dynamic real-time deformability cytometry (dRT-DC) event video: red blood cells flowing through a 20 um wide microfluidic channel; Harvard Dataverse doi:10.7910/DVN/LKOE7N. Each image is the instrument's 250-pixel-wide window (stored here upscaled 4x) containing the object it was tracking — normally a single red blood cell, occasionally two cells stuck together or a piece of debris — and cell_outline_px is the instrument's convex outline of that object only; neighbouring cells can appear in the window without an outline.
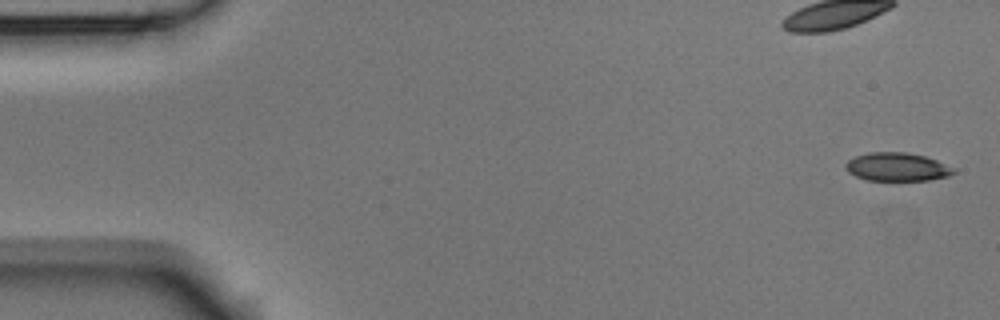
{"species": "Egyptian fruit bat (a non-hibernating species)", "species_latin": "Rousettus aegyptiacus", "temperature_condition": "room temperature", "stored_images_in_passage": 5, "camera_frame_rate_fps": 3000, "um_per_image_px": 0.085, "animal": {"sex": "male"}, "frame": {"image": 1, "passage_image": 1, "time_ms": 0.0, "image_size_px": [1000, 320], "cell_outline_px": [[956, 172], [948, 176], [928, 180], [868, 180], [856, 176], [848, 172], [844, 164], [848, 160], [856, 156], [868, 152], [904, 152], [924, 156], [936, 160], [956, 168]], "centroid_in_image_um": [76.26, 14.18], "position_along_channel_um": 8.7, "area_um2": 17.8}}